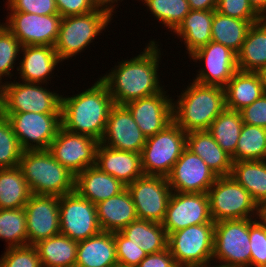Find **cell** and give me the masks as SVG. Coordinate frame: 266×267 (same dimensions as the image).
<instances>
[{
    "label": "cell",
    "instance_id": "836d02e7",
    "mask_svg": "<svg viewBox=\"0 0 266 267\" xmlns=\"http://www.w3.org/2000/svg\"><path fill=\"white\" fill-rule=\"evenodd\" d=\"M253 23L256 22L229 17L215 10L211 26L212 41L238 54Z\"/></svg>",
    "mask_w": 266,
    "mask_h": 267
},
{
    "label": "cell",
    "instance_id": "7bdbcfd3",
    "mask_svg": "<svg viewBox=\"0 0 266 267\" xmlns=\"http://www.w3.org/2000/svg\"><path fill=\"white\" fill-rule=\"evenodd\" d=\"M5 249L0 257V267H42L39 253L33 245Z\"/></svg>",
    "mask_w": 266,
    "mask_h": 267
},
{
    "label": "cell",
    "instance_id": "ac0fdd59",
    "mask_svg": "<svg viewBox=\"0 0 266 267\" xmlns=\"http://www.w3.org/2000/svg\"><path fill=\"white\" fill-rule=\"evenodd\" d=\"M218 176L187 147L167 176L172 192L207 193Z\"/></svg>",
    "mask_w": 266,
    "mask_h": 267
},
{
    "label": "cell",
    "instance_id": "1f68e13d",
    "mask_svg": "<svg viewBox=\"0 0 266 267\" xmlns=\"http://www.w3.org/2000/svg\"><path fill=\"white\" fill-rule=\"evenodd\" d=\"M230 176L251 194L259 207L266 202V160L235 161Z\"/></svg>",
    "mask_w": 266,
    "mask_h": 267
},
{
    "label": "cell",
    "instance_id": "4316f807",
    "mask_svg": "<svg viewBox=\"0 0 266 267\" xmlns=\"http://www.w3.org/2000/svg\"><path fill=\"white\" fill-rule=\"evenodd\" d=\"M186 147L199 156L218 177L230 176L232 158L207 130L188 132Z\"/></svg>",
    "mask_w": 266,
    "mask_h": 267
},
{
    "label": "cell",
    "instance_id": "30bf717a",
    "mask_svg": "<svg viewBox=\"0 0 266 267\" xmlns=\"http://www.w3.org/2000/svg\"><path fill=\"white\" fill-rule=\"evenodd\" d=\"M215 223L188 226L168 235V249L178 267L212 263Z\"/></svg>",
    "mask_w": 266,
    "mask_h": 267
},
{
    "label": "cell",
    "instance_id": "681fc988",
    "mask_svg": "<svg viewBox=\"0 0 266 267\" xmlns=\"http://www.w3.org/2000/svg\"><path fill=\"white\" fill-rule=\"evenodd\" d=\"M137 267H178L171 255L170 250L167 248L163 251L148 254L141 260Z\"/></svg>",
    "mask_w": 266,
    "mask_h": 267
},
{
    "label": "cell",
    "instance_id": "f1b7e54d",
    "mask_svg": "<svg viewBox=\"0 0 266 267\" xmlns=\"http://www.w3.org/2000/svg\"><path fill=\"white\" fill-rule=\"evenodd\" d=\"M215 10H190L173 31L184 41L188 56L212 41L211 26Z\"/></svg>",
    "mask_w": 266,
    "mask_h": 267
},
{
    "label": "cell",
    "instance_id": "cb8c5ba5",
    "mask_svg": "<svg viewBox=\"0 0 266 267\" xmlns=\"http://www.w3.org/2000/svg\"><path fill=\"white\" fill-rule=\"evenodd\" d=\"M126 188L121 181L97 166L88 167L75 176V191L93 204L116 196Z\"/></svg>",
    "mask_w": 266,
    "mask_h": 267
},
{
    "label": "cell",
    "instance_id": "74e56055",
    "mask_svg": "<svg viewBox=\"0 0 266 267\" xmlns=\"http://www.w3.org/2000/svg\"><path fill=\"white\" fill-rule=\"evenodd\" d=\"M266 160V128L243 123L235 161Z\"/></svg>",
    "mask_w": 266,
    "mask_h": 267
},
{
    "label": "cell",
    "instance_id": "ba28073f",
    "mask_svg": "<svg viewBox=\"0 0 266 267\" xmlns=\"http://www.w3.org/2000/svg\"><path fill=\"white\" fill-rule=\"evenodd\" d=\"M250 218L215 222L212 263L250 267Z\"/></svg>",
    "mask_w": 266,
    "mask_h": 267
},
{
    "label": "cell",
    "instance_id": "f35d334b",
    "mask_svg": "<svg viewBox=\"0 0 266 267\" xmlns=\"http://www.w3.org/2000/svg\"><path fill=\"white\" fill-rule=\"evenodd\" d=\"M147 10L173 32L190 12L187 0H141ZM149 8V9H148Z\"/></svg>",
    "mask_w": 266,
    "mask_h": 267
},
{
    "label": "cell",
    "instance_id": "d6a6232c",
    "mask_svg": "<svg viewBox=\"0 0 266 267\" xmlns=\"http://www.w3.org/2000/svg\"><path fill=\"white\" fill-rule=\"evenodd\" d=\"M120 232L147 254L168 248V234L160 223L137 219Z\"/></svg>",
    "mask_w": 266,
    "mask_h": 267
},
{
    "label": "cell",
    "instance_id": "d590c367",
    "mask_svg": "<svg viewBox=\"0 0 266 267\" xmlns=\"http://www.w3.org/2000/svg\"><path fill=\"white\" fill-rule=\"evenodd\" d=\"M31 190L20 168L0 169V209H19L26 205Z\"/></svg>",
    "mask_w": 266,
    "mask_h": 267
},
{
    "label": "cell",
    "instance_id": "b9f144b4",
    "mask_svg": "<svg viewBox=\"0 0 266 267\" xmlns=\"http://www.w3.org/2000/svg\"><path fill=\"white\" fill-rule=\"evenodd\" d=\"M250 218V267H266V222Z\"/></svg>",
    "mask_w": 266,
    "mask_h": 267
},
{
    "label": "cell",
    "instance_id": "f6af8a7d",
    "mask_svg": "<svg viewBox=\"0 0 266 267\" xmlns=\"http://www.w3.org/2000/svg\"><path fill=\"white\" fill-rule=\"evenodd\" d=\"M216 11L248 22H258L262 19L253 10L249 0H218Z\"/></svg>",
    "mask_w": 266,
    "mask_h": 267
},
{
    "label": "cell",
    "instance_id": "603a6c76",
    "mask_svg": "<svg viewBox=\"0 0 266 267\" xmlns=\"http://www.w3.org/2000/svg\"><path fill=\"white\" fill-rule=\"evenodd\" d=\"M96 166L126 186L144 175L140 153L113 149L100 142L96 150Z\"/></svg>",
    "mask_w": 266,
    "mask_h": 267
},
{
    "label": "cell",
    "instance_id": "60d3db41",
    "mask_svg": "<svg viewBox=\"0 0 266 267\" xmlns=\"http://www.w3.org/2000/svg\"><path fill=\"white\" fill-rule=\"evenodd\" d=\"M21 43L8 30V28L0 22V84H3L4 76L13 77L11 73L15 68V61L20 57ZM17 59V60H16ZM3 77V79H2Z\"/></svg>",
    "mask_w": 266,
    "mask_h": 267
},
{
    "label": "cell",
    "instance_id": "5bb4252c",
    "mask_svg": "<svg viewBox=\"0 0 266 267\" xmlns=\"http://www.w3.org/2000/svg\"><path fill=\"white\" fill-rule=\"evenodd\" d=\"M8 14L6 23L3 24L22 46L54 47L62 21L59 14L38 15L20 11H10Z\"/></svg>",
    "mask_w": 266,
    "mask_h": 267
},
{
    "label": "cell",
    "instance_id": "44dd1931",
    "mask_svg": "<svg viewBox=\"0 0 266 267\" xmlns=\"http://www.w3.org/2000/svg\"><path fill=\"white\" fill-rule=\"evenodd\" d=\"M100 143L113 149L141 153L146 137L130 111L124 105H114Z\"/></svg>",
    "mask_w": 266,
    "mask_h": 267
},
{
    "label": "cell",
    "instance_id": "e575fe53",
    "mask_svg": "<svg viewBox=\"0 0 266 267\" xmlns=\"http://www.w3.org/2000/svg\"><path fill=\"white\" fill-rule=\"evenodd\" d=\"M243 127L241 112L225 108L213 121L208 132L235 162V150Z\"/></svg>",
    "mask_w": 266,
    "mask_h": 267
},
{
    "label": "cell",
    "instance_id": "9a60e30c",
    "mask_svg": "<svg viewBox=\"0 0 266 267\" xmlns=\"http://www.w3.org/2000/svg\"><path fill=\"white\" fill-rule=\"evenodd\" d=\"M98 144L90 136L60 127L48 150L62 166L76 176L86 168L96 166Z\"/></svg>",
    "mask_w": 266,
    "mask_h": 267
},
{
    "label": "cell",
    "instance_id": "680465c9",
    "mask_svg": "<svg viewBox=\"0 0 266 267\" xmlns=\"http://www.w3.org/2000/svg\"><path fill=\"white\" fill-rule=\"evenodd\" d=\"M1 95H2V85L0 84V112H1Z\"/></svg>",
    "mask_w": 266,
    "mask_h": 267
},
{
    "label": "cell",
    "instance_id": "484cf974",
    "mask_svg": "<svg viewBox=\"0 0 266 267\" xmlns=\"http://www.w3.org/2000/svg\"><path fill=\"white\" fill-rule=\"evenodd\" d=\"M117 263L113 232L101 231L78 242L75 267H113Z\"/></svg>",
    "mask_w": 266,
    "mask_h": 267
},
{
    "label": "cell",
    "instance_id": "8992f818",
    "mask_svg": "<svg viewBox=\"0 0 266 267\" xmlns=\"http://www.w3.org/2000/svg\"><path fill=\"white\" fill-rule=\"evenodd\" d=\"M207 195L214 222L259 218L260 207L251 194L231 176L217 177Z\"/></svg>",
    "mask_w": 266,
    "mask_h": 267
},
{
    "label": "cell",
    "instance_id": "ab89813d",
    "mask_svg": "<svg viewBox=\"0 0 266 267\" xmlns=\"http://www.w3.org/2000/svg\"><path fill=\"white\" fill-rule=\"evenodd\" d=\"M23 150L6 117L0 115V169L19 165Z\"/></svg>",
    "mask_w": 266,
    "mask_h": 267
},
{
    "label": "cell",
    "instance_id": "3957f363",
    "mask_svg": "<svg viewBox=\"0 0 266 267\" xmlns=\"http://www.w3.org/2000/svg\"><path fill=\"white\" fill-rule=\"evenodd\" d=\"M178 97L172 101L173 121L186 133L208 130L226 108L225 90L220 86L192 81Z\"/></svg>",
    "mask_w": 266,
    "mask_h": 267
},
{
    "label": "cell",
    "instance_id": "9f6ffc18",
    "mask_svg": "<svg viewBox=\"0 0 266 267\" xmlns=\"http://www.w3.org/2000/svg\"><path fill=\"white\" fill-rule=\"evenodd\" d=\"M211 264H213V263H208V264H204L203 266H199V267H228V266H224V265H218V264H213L212 266H211Z\"/></svg>",
    "mask_w": 266,
    "mask_h": 267
},
{
    "label": "cell",
    "instance_id": "f5cc1de1",
    "mask_svg": "<svg viewBox=\"0 0 266 267\" xmlns=\"http://www.w3.org/2000/svg\"><path fill=\"white\" fill-rule=\"evenodd\" d=\"M253 10L261 17L266 18V0H249Z\"/></svg>",
    "mask_w": 266,
    "mask_h": 267
},
{
    "label": "cell",
    "instance_id": "7c38bea8",
    "mask_svg": "<svg viewBox=\"0 0 266 267\" xmlns=\"http://www.w3.org/2000/svg\"><path fill=\"white\" fill-rule=\"evenodd\" d=\"M60 233L80 242L100 233L96 204L76 191L59 196Z\"/></svg>",
    "mask_w": 266,
    "mask_h": 267
},
{
    "label": "cell",
    "instance_id": "e0dca14e",
    "mask_svg": "<svg viewBox=\"0 0 266 267\" xmlns=\"http://www.w3.org/2000/svg\"><path fill=\"white\" fill-rule=\"evenodd\" d=\"M205 223H215L207 193L172 192L162 223L168 235L188 226Z\"/></svg>",
    "mask_w": 266,
    "mask_h": 267
},
{
    "label": "cell",
    "instance_id": "7dc6e473",
    "mask_svg": "<svg viewBox=\"0 0 266 267\" xmlns=\"http://www.w3.org/2000/svg\"><path fill=\"white\" fill-rule=\"evenodd\" d=\"M240 112L243 123L266 128V92Z\"/></svg>",
    "mask_w": 266,
    "mask_h": 267
},
{
    "label": "cell",
    "instance_id": "4fadbf2b",
    "mask_svg": "<svg viewBox=\"0 0 266 267\" xmlns=\"http://www.w3.org/2000/svg\"><path fill=\"white\" fill-rule=\"evenodd\" d=\"M138 219L162 224L172 194L167 177L143 175L127 186Z\"/></svg>",
    "mask_w": 266,
    "mask_h": 267
},
{
    "label": "cell",
    "instance_id": "bcb514c9",
    "mask_svg": "<svg viewBox=\"0 0 266 267\" xmlns=\"http://www.w3.org/2000/svg\"><path fill=\"white\" fill-rule=\"evenodd\" d=\"M7 10L38 15L59 14L55 0H7Z\"/></svg>",
    "mask_w": 266,
    "mask_h": 267
},
{
    "label": "cell",
    "instance_id": "ffe728a7",
    "mask_svg": "<svg viewBox=\"0 0 266 267\" xmlns=\"http://www.w3.org/2000/svg\"><path fill=\"white\" fill-rule=\"evenodd\" d=\"M166 94L164 89L124 105L146 138L163 131L173 122V99Z\"/></svg>",
    "mask_w": 266,
    "mask_h": 267
},
{
    "label": "cell",
    "instance_id": "2e32d148",
    "mask_svg": "<svg viewBox=\"0 0 266 267\" xmlns=\"http://www.w3.org/2000/svg\"><path fill=\"white\" fill-rule=\"evenodd\" d=\"M194 62L203 60L204 66L193 79L202 85L225 87L232 76L239 70L237 54L226 46L211 41L196 50L189 58ZM205 67V68H204Z\"/></svg>",
    "mask_w": 266,
    "mask_h": 267
},
{
    "label": "cell",
    "instance_id": "5b68a950",
    "mask_svg": "<svg viewBox=\"0 0 266 267\" xmlns=\"http://www.w3.org/2000/svg\"><path fill=\"white\" fill-rule=\"evenodd\" d=\"M112 20L106 10L97 8L85 15L62 18L54 48L61 62L76 57L102 33Z\"/></svg>",
    "mask_w": 266,
    "mask_h": 267
},
{
    "label": "cell",
    "instance_id": "db71d44e",
    "mask_svg": "<svg viewBox=\"0 0 266 267\" xmlns=\"http://www.w3.org/2000/svg\"><path fill=\"white\" fill-rule=\"evenodd\" d=\"M259 217L266 222V202L260 206V215Z\"/></svg>",
    "mask_w": 266,
    "mask_h": 267
},
{
    "label": "cell",
    "instance_id": "f546056e",
    "mask_svg": "<svg viewBox=\"0 0 266 267\" xmlns=\"http://www.w3.org/2000/svg\"><path fill=\"white\" fill-rule=\"evenodd\" d=\"M238 69L259 72L266 66V18L250 27L242 48L237 54Z\"/></svg>",
    "mask_w": 266,
    "mask_h": 267
},
{
    "label": "cell",
    "instance_id": "816d5d0a",
    "mask_svg": "<svg viewBox=\"0 0 266 267\" xmlns=\"http://www.w3.org/2000/svg\"><path fill=\"white\" fill-rule=\"evenodd\" d=\"M90 1L92 2V4L96 8H100V9L106 10L111 15H114L113 13H116V12H114V10H116L114 8L117 7L118 1H120V0H90ZM121 1H123V0H121ZM115 2L117 3L116 7H115Z\"/></svg>",
    "mask_w": 266,
    "mask_h": 267
},
{
    "label": "cell",
    "instance_id": "52a82bcc",
    "mask_svg": "<svg viewBox=\"0 0 266 267\" xmlns=\"http://www.w3.org/2000/svg\"><path fill=\"white\" fill-rule=\"evenodd\" d=\"M187 133L174 121L163 131L146 138L140 153L144 175L167 177L186 148Z\"/></svg>",
    "mask_w": 266,
    "mask_h": 267
},
{
    "label": "cell",
    "instance_id": "7402d4cb",
    "mask_svg": "<svg viewBox=\"0 0 266 267\" xmlns=\"http://www.w3.org/2000/svg\"><path fill=\"white\" fill-rule=\"evenodd\" d=\"M20 53L23 54V58L16 68L19 71L21 81L42 83L43 85L45 83L49 84L48 81H51L53 71L61 63L55 48L52 46L27 45L21 47Z\"/></svg>",
    "mask_w": 266,
    "mask_h": 267
},
{
    "label": "cell",
    "instance_id": "4dcf8cb0",
    "mask_svg": "<svg viewBox=\"0 0 266 267\" xmlns=\"http://www.w3.org/2000/svg\"><path fill=\"white\" fill-rule=\"evenodd\" d=\"M42 267H75L78 242L61 233L34 245Z\"/></svg>",
    "mask_w": 266,
    "mask_h": 267
},
{
    "label": "cell",
    "instance_id": "d6986e66",
    "mask_svg": "<svg viewBox=\"0 0 266 267\" xmlns=\"http://www.w3.org/2000/svg\"><path fill=\"white\" fill-rule=\"evenodd\" d=\"M24 209L28 245L60 233L59 196L32 194Z\"/></svg>",
    "mask_w": 266,
    "mask_h": 267
},
{
    "label": "cell",
    "instance_id": "8d00e7d4",
    "mask_svg": "<svg viewBox=\"0 0 266 267\" xmlns=\"http://www.w3.org/2000/svg\"><path fill=\"white\" fill-rule=\"evenodd\" d=\"M7 242V248L28 245L27 223L24 207L0 209V240Z\"/></svg>",
    "mask_w": 266,
    "mask_h": 267
},
{
    "label": "cell",
    "instance_id": "6f0895ef",
    "mask_svg": "<svg viewBox=\"0 0 266 267\" xmlns=\"http://www.w3.org/2000/svg\"><path fill=\"white\" fill-rule=\"evenodd\" d=\"M113 267H132V266H127V265H122V264L117 263Z\"/></svg>",
    "mask_w": 266,
    "mask_h": 267
},
{
    "label": "cell",
    "instance_id": "277c9868",
    "mask_svg": "<svg viewBox=\"0 0 266 267\" xmlns=\"http://www.w3.org/2000/svg\"><path fill=\"white\" fill-rule=\"evenodd\" d=\"M18 167L32 194L63 196L75 191V175L49 150L23 151Z\"/></svg>",
    "mask_w": 266,
    "mask_h": 267
},
{
    "label": "cell",
    "instance_id": "11a10c76",
    "mask_svg": "<svg viewBox=\"0 0 266 267\" xmlns=\"http://www.w3.org/2000/svg\"><path fill=\"white\" fill-rule=\"evenodd\" d=\"M260 76L262 78V82H263V85H264V89H265V92H266V66L264 68H262L260 71Z\"/></svg>",
    "mask_w": 266,
    "mask_h": 267
},
{
    "label": "cell",
    "instance_id": "83f0119b",
    "mask_svg": "<svg viewBox=\"0 0 266 267\" xmlns=\"http://www.w3.org/2000/svg\"><path fill=\"white\" fill-rule=\"evenodd\" d=\"M224 90L226 108L239 112L265 93L259 72H244L240 70L232 76Z\"/></svg>",
    "mask_w": 266,
    "mask_h": 267
},
{
    "label": "cell",
    "instance_id": "9c48e42d",
    "mask_svg": "<svg viewBox=\"0 0 266 267\" xmlns=\"http://www.w3.org/2000/svg\"><path fill=\"white\" fill-rule=\"evenodd\" d=\"M42 83L7 81L2 84L1 114L61 113L62 95Z\"/></svg>",
    "mask_w": 266,
    "mask_h": 267
},
{
    "label": "cell",
    "instance_id": "6da1fadb",
    "mask_svg": "<svg viewBox=\"0 0 266 267\" xmlns=\"http://www.w3.org/2000/svg\"><path fill=\"white\" fill-rule=\"evenodd\" d=\"M155 42L149 41L140 54L118 62L98 78L106 85L114 105H125L164 90L158 73L161 51Z\"/></svg>",
    "mask_w": 266,
    "mask_h": 267
},
{
    "label": "cell",
    "instance_id": "ee69618b",
    "mask_svg": "<svg viewBox=\"0 0 266 267\" xmlns=\"http://www.w3.org/2000/svg\"><path fill=\"white\" fill-rule=\"evenodd\" d=\"M116 244L117 262L122 265L137 267L148 254L131 242L120 231L113 232Z\"/></svg>",
    "mask_w": 266,
    "mask_h": 267
},
{
    "label": "cell",
    "instance_id": "7a4b0ae2",
    "mask_svg": "<svg viewBox=\"0 0 266 267\" xmlns=\"http://www.w3.org/2000/svg\"><path fill=\"white\" fill-rule=\"evenodd\" d=\"M63 96L61 127L100 142L106 130L109 112L114 106L106 85L99 79L79 94Z\"/></svg>",
    "mask_w": 266,
    "mask_h": 267
},
{
    "label": "cell",
    "instance_id": "8fae6325",
    "mask_svg": "<svg viewBox=\"0 0 266 267\" xmlns=\"http://www.w3.org/2000/svg\"><path fill=\"white\" fill-rule=\"evenodd\" d=\"M10 122L23 151L48 150L61 127V113L1 114Z\"/></svg>",
    "mask_w": 266,
    "mask_h": 267
},
{
    "label": "cell",
    "instance_id": "d4e9b609",
    "mask_svg": "<svg viewBox=\"0 0 266 267\" xmlns=\"http://www.w3.org/2000/svg\"><path fill=\"white\" fill-rule=\"evenodd\" d=\"M98 223L102 231H121L138 219L132 196L126 188L116 196L96 204Z\"/></svg>",
    "mask_w": 266,
    "mask_h": 267
},
{
    "label": "cell",
    "instance_id": "f907efd6",
    "mask_svg": "<svg viewBox=\"0 0 266 267\" xmlns=\"http://www.w3.org/2000/svg\"><path fill=\"white\" fill-rule=\"evenodd\" d=\"M190 10H216L218 0H187Z\"/></svg>",
    "mask_w": 266,
    "mask_h": 267
},
{
    "label": "cell",
    "instance_id": "c3c4849f",
    "mask_svg": "<svg viewBox=\"0 0 266 267\" xmlns=\"http://www.w3.org/2000/svg\"><path fill=\"white\" fill-rule=\"evenodd\" d=\"M55 3L62 18L85 15L97 9L90 0H55Z\"/></svg>",
    "mask_w": 266,
    "mask_h": 267
}]
</instances>
